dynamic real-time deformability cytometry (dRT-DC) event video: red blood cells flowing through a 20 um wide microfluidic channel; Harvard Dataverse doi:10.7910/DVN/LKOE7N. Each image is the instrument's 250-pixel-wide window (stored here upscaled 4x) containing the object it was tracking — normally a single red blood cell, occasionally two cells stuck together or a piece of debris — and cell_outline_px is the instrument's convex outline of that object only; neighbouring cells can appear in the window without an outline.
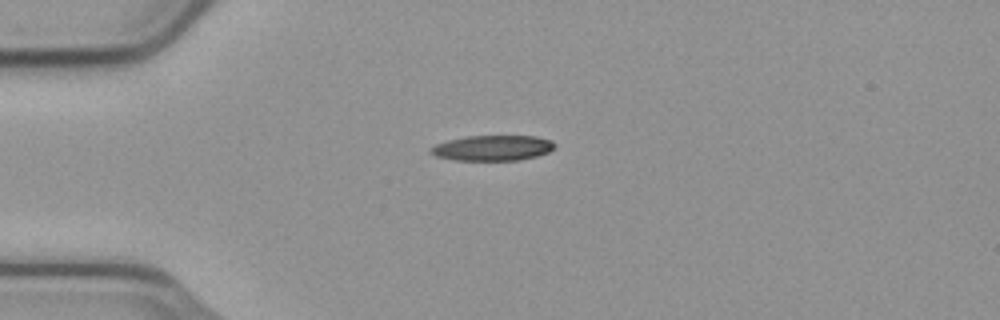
{"species": "common noctule bat (a hibernating species)", "species_latin": "Nyctalus noctula", "temperature_condition": "cold", "stored_images_in_passage": 42, "camera_frame_rate_fps": 3000, "um_per_image_px": 0.085, "animal": {"sex": "male", "body_mass_g": 23.1, "forearm_length_mm": 52.7}, "frame": {"image": 1, "passage_image": 1, "time_ms": 0.0, "image_size_px": [1000, 320], "cell_outline_px": [[556, 148], [548, 152], [536, 156], [520, 160], [456, 160], [436, 156], [428, 152], [436, 144], [448, 140], [468, 136], [536, 136], [552, 140], [556, 144]], "centroid_in_image_um": [41.92, 12.57], "position_along_channel_um": 43.1, "area_um2": 18.32}}
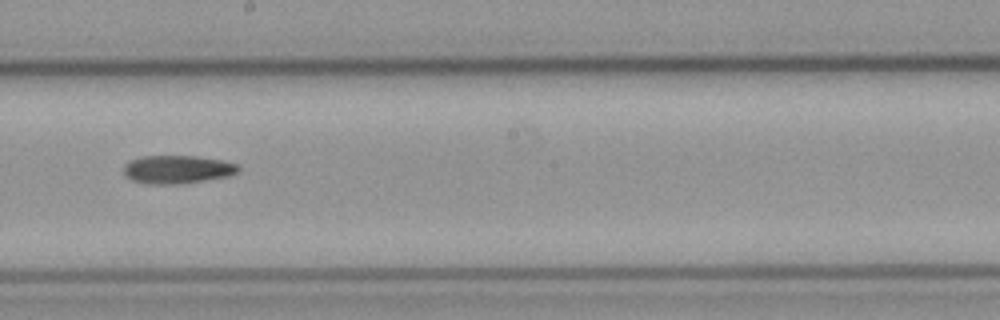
{"frame": {"image": 2, "passage_image": 18, "time_ms": 5.667, "image_size_px": [1000, 320], "cell_outline_px": [[240, 172], [228, 176], [180, 184], [148, 184], [132, 180], [124, 176], [124, 164], [132, 160], [144, 156], [196, 156], [220, 160], [236, 164], [240, 168]], "centroid_in_image_um": [15.06, 14.41], "position_along_channel_um": 233.1, "area_um2": 18.79}}
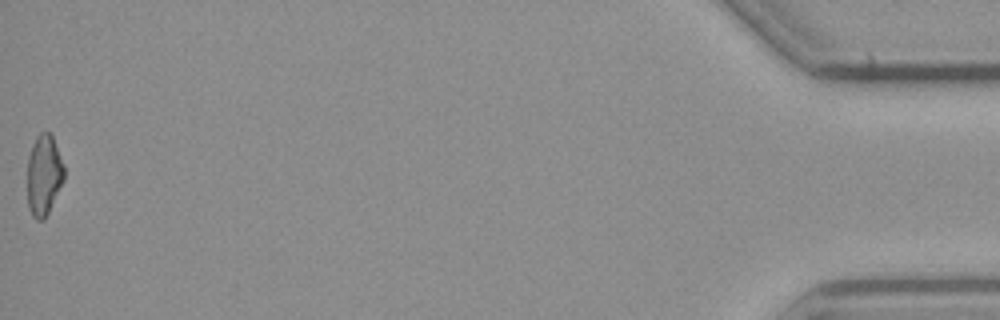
{"frame": {"image": 3, "passage_image": 42, "time_ms": 13.667, "image_size_px": [1000, 320], "cell_outline_px": [[64, 180], [44, 220], [36, 220], [32, 216], [28, 208], [28, 156], [36, 136], [40, 132], [48, 132], [52, 136], [64, 164]], "centroid_in_image_um": [3.73, 14.89], "position_along_channel_um": 431.5, "area_um2": 17.22}}